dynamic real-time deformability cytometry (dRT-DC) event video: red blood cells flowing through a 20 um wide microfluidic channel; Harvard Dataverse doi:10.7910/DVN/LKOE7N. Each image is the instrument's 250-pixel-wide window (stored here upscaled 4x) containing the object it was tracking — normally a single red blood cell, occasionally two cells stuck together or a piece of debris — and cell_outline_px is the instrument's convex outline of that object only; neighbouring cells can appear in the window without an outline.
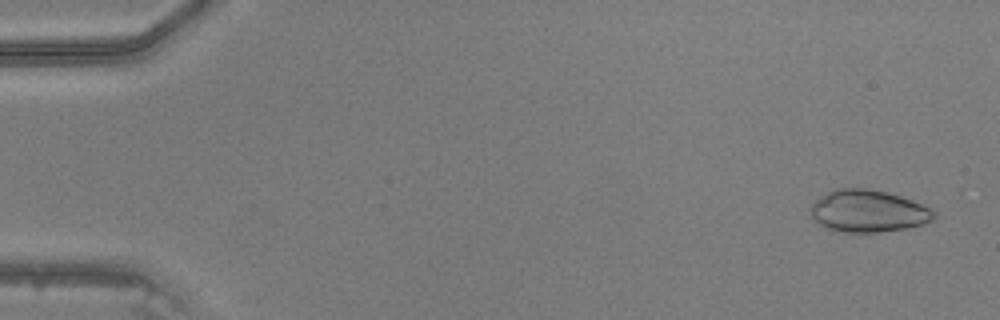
{"species": "common noctule bat (a hibernating species)", "species_latin": "Nyctalus noctula", "temperature_condition": "warm", "stored_images_in_passage": 46, "camera_frame_rate_fps": 3000, "um_per_image_px": 0.085, "animal": {"sex": "male", "body_mass_g": 20.5, "forearm_length_mm": 52.5}, "frame": {"image": 1, "passage_image": 2, "time_ms": 0.333, "image_size_px": [1000, 320], "cell_outline_px": [[936, 216], [932, 220], [908, 228], [880, 232], [832, 232], [816, 224], [812, 216], [812, 204], [820, 196], [836, 188], [868, 188], [900, 196], [912, 200], [932, 208]], "centroid_in_image_um": [73.76, 17.96], "position_along_channel_um": 11.2, "area_um2": 30.46}}
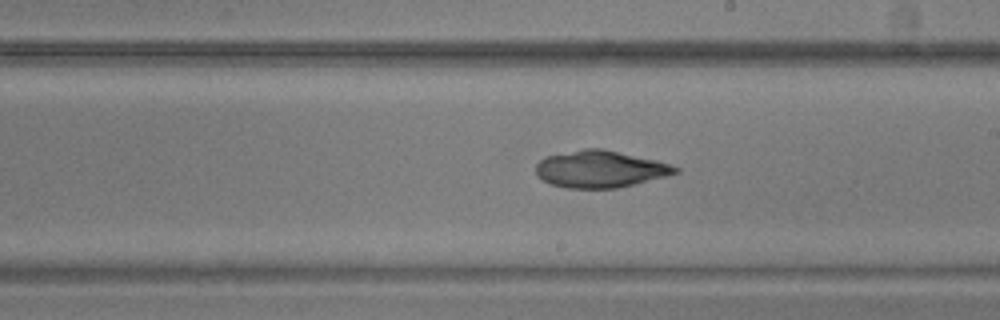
{"frame": {"image": 2, "passage_image": 27, "time_ms": 8.667, "image_size_px": [1000, 320], "cell_outline_px": [[680, 172], [616, 188], [568, 188], [548, 184], [536, 172], [536, 164], [544, 156], [584, 148], [604, 148], [656, 160], [680, 168]], "centroid_in_image_um": [50.98, 14.35], "position_along_channel_um": 238.0, "area_um2": 29.88}}
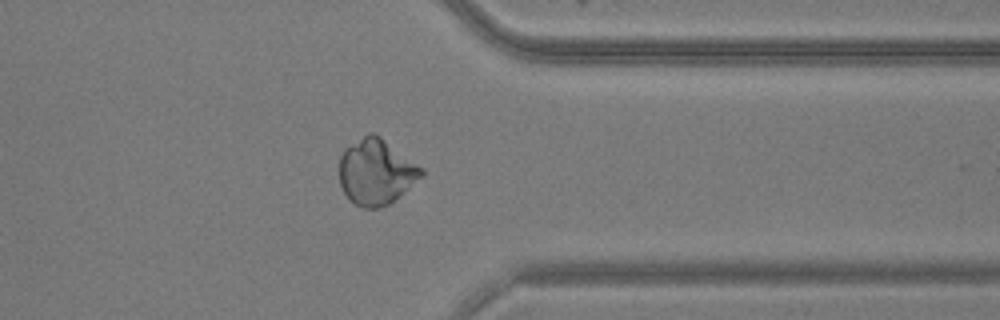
{"frame": {"image": 3, "passage_image": 37, "time_ms": 12.0, "image_size_px": [1000, 320], "cell_outline_px": [[424, 176], [388, 204], [380, 208], [364, 208], [356, 204], [344, 192], [340, 184], [340, 156], [344, 148], [368, 132], [372, 132], [380, 136], [424, 168]], "centroid_in_image_um": [31.98, 14.59], "position_along_channel_um": 379.4, "area_um2": 31.33}}